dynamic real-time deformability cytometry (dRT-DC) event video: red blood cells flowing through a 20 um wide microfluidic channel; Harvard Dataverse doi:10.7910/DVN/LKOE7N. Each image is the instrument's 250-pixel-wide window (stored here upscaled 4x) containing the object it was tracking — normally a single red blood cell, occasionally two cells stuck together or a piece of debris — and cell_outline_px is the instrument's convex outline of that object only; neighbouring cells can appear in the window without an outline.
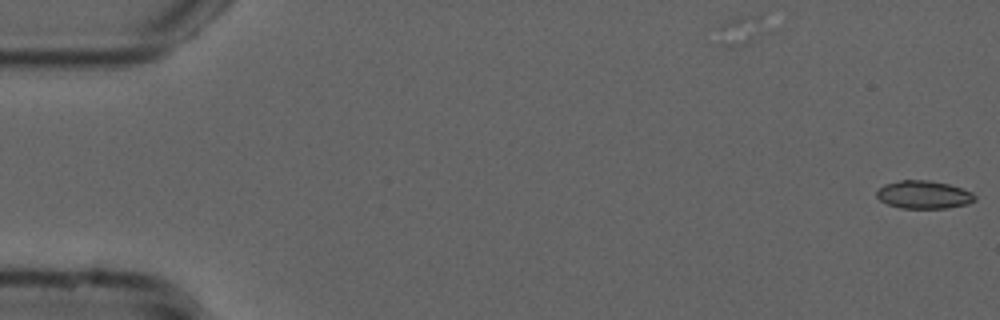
{"species": "common noctule bat (a hibernating species)", "species_latin": "Nyctalus noctula", "temperature_condition": "cold", "stored_images_in_passage": 2, "camera_frame_rate_fps": 3000, "um_per_image_px": 0.085, "animal": {"sex": "male", "forearm_length_mm": 52.5}, "frame": {"image": 1, "passage_image": 2, "time_ms": 0.333, "image_size_px": [1000, 320], "cell_outline_px": [[976, 200], [968, 204], [948, 208], [900, 208], [888, 204], [880, 200], [876, 196], [876, 192], [884, 184], [900, 180], [928, 180], [948, 184], [972, 192], [976, 196]], "centroid_in_image_um": [78.52, 16.55], "position_along_channel_um": 6.5, "area_um2": 16.01}}